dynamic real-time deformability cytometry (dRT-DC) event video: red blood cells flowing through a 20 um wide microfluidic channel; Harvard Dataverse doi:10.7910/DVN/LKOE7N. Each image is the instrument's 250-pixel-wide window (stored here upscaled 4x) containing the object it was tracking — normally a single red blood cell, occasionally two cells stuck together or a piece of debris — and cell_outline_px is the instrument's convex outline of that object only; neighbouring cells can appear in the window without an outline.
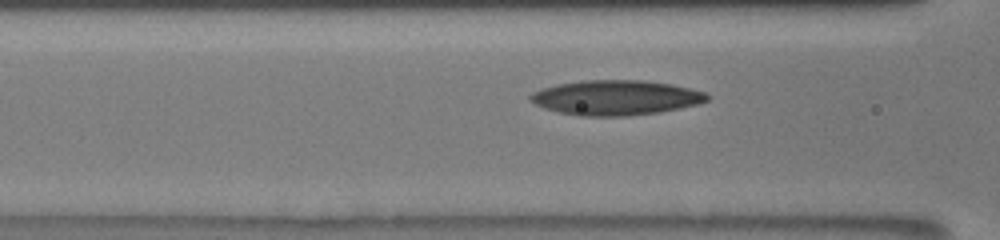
{"species": "human", "species_latin": "Homo sapiens", "temperature_condition": "room temperature", "stored_images_in_passage": 42, "camera_frame_rate_fps": 3000, "um_per_image_px": 0.085, "donor": {"sex": "male"}, "frame": {"image": 1, "passage_image": 14, "time_ms": 4.333, "image_size_px": [1000, 240], "cell_outline_px": [[708, 100], [700, 104], [660, 112], [628, 116], [576, 116], [544, 108], [528, 100], [528, 96], [532, 92], [556, 84], [584, 80], [644, 80], [672, 84], [704, 92], [708, 96]], "centroid_in_image_um": [52.32, 8.3], "position_along_channel_um": 114.3, "area_um2": 36.07}}
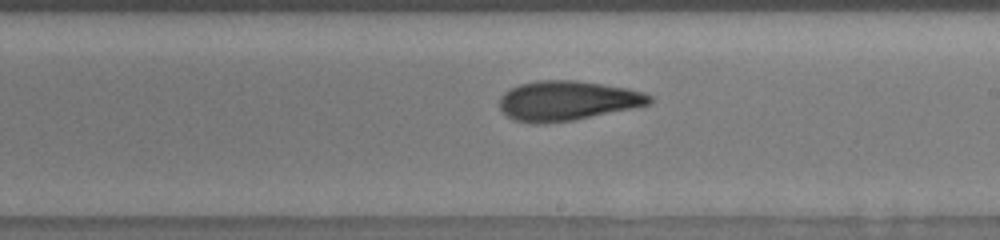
{"frame": {"image": 2, "passage_image": 24, "time_ms": 7.667, "image_size_px": [1000, 240], "cell_outline_px": [[652, 100], [648, 104], [632, 108], [572, 120], [544, 124], [532, 124], [512, 120], [500, 108], [500, 96], [504, 92], [520, 84], [536, 80], [576, 80], [604, 84], [628, 88], [644, 92], [652, 96]], "centroid_in_image_um": [48.19, 8.56], "position_along_channel_um": 240.8, "area_um2": 34.74}}
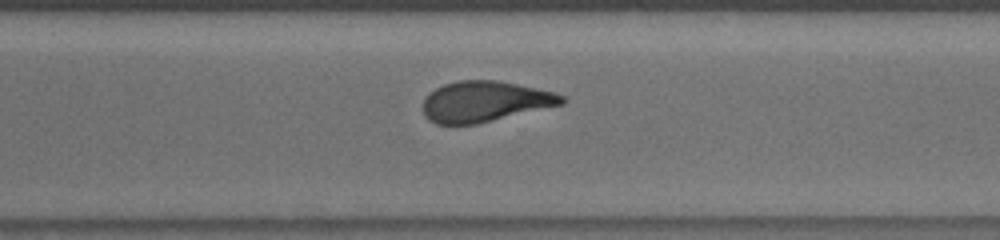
{"frame": {"image": 3, "passage_image": 31, "time_ms": 10.0, "image_size_px": [1000, 240], "cell_outline_px": [[568, 100], [564, 104], [476, 124], [436, 124], [424, 116], [424, 100], [436, 88], [444, 84], [456, 80], [496, 80], [536, 88], [552, 92], [564, 96]], "centroid_in_image_um": [41.23, 8.63], "position_along_channel_um": 329.4, "area_um2": 32.66}}